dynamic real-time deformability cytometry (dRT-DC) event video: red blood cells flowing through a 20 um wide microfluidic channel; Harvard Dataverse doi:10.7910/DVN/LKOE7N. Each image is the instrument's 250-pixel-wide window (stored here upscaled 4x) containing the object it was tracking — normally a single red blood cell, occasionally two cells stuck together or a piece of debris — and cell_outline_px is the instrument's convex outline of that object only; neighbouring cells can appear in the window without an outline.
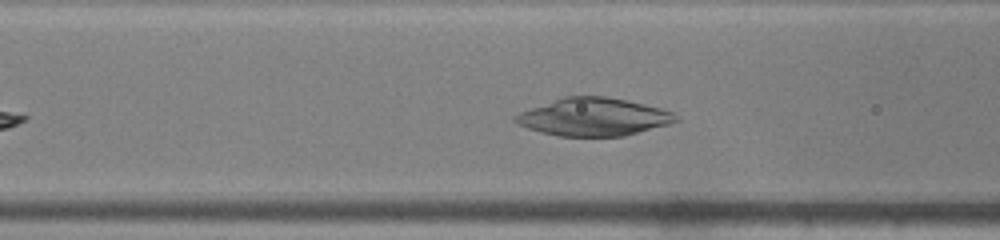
{"species": "common noctule bat (a hibernating species)", "species_latin": "Nyctalus noctula", "temperature_condition": "warm", "stored_images_in_passage": 7, "camera_frame_rate_fps": 3000, "um_per_image_px": 0.085, "animal": {"sex": "male", "body_mass_g": 19.0, "forearm_length_mm": 50.8}, "frame": {"image": 1, "passage_image": 5, "time_ms": 1.333, "image_size_px": [1000, 240], "cell_outline_px": [[680, 120], [668, 124], [624, 136], [560, 136], [540, 132], [528, 128], [512, 120], [512, 116], [520, 112], [564, 96], [608, 96], [628, 100], [660, 108], [672, 112], [680, 116]], "centroid_in_image_um": [50.46, 9.93], "position_along_channel_um": 116.1, "area_um2": 35.26}}